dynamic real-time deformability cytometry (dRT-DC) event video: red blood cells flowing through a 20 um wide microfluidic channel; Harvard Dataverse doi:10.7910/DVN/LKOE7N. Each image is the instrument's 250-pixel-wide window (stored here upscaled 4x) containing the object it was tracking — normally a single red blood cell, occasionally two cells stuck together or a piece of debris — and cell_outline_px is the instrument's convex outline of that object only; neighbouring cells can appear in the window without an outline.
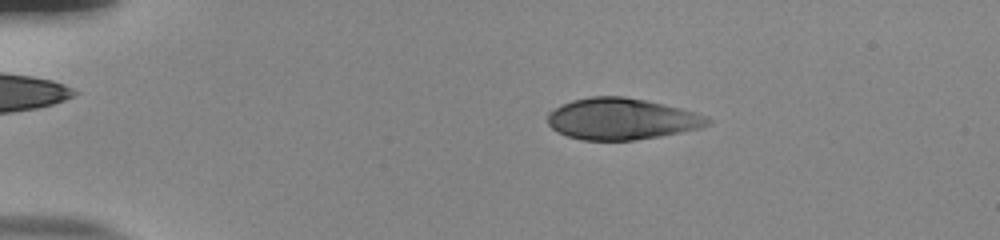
{"species": "human", "species_latin": "Homo sapiens", "temperature_condition": "room temperature", "stored_images_in_passage": 47, "camera_frame_rate_fps": 3000, "um_per_image_px": 0.085, "donor": {"sex": "male"}, "frame": {"image": 1, "passage_image": 4, "time_ms": 1.0, "image_size_px": [1000, 240], "cell_outline_px": [[712, 120], [708, 124], [700, 128], [660, 136], [632, 140], [580, 140], [556, 132], [548, 124], [548, 112], [572, 100], [592, 96], [624, 96], [664, 104], [680, 108], [708, 116]], "centroid_in_image_um": [52.83, 10.11], "position_along_channel_um": 32.2, "area_um2": 38.49}}
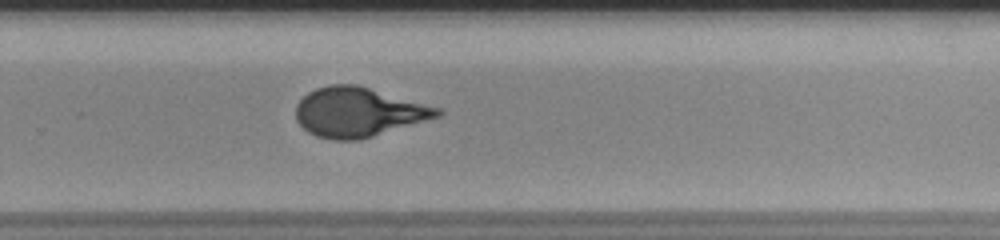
{"frame": {"image": 2, "passage_image": 30, "time_ms": 9.667, "image_size_px": [1000, 240], "cell_outline_px": [[444, 112], [440, 116], [372, 136], [356, 140], [332, 140], [316, 136], [308, 132], [296, 120], [296, 104], [308, 92], [316, 88], [332, 84], [356, 84], [440, 108]], "centroid_in_image_um": [30.43, 9.53], "position_along_channel_um": 299.4, "area_um2": 40.4}}
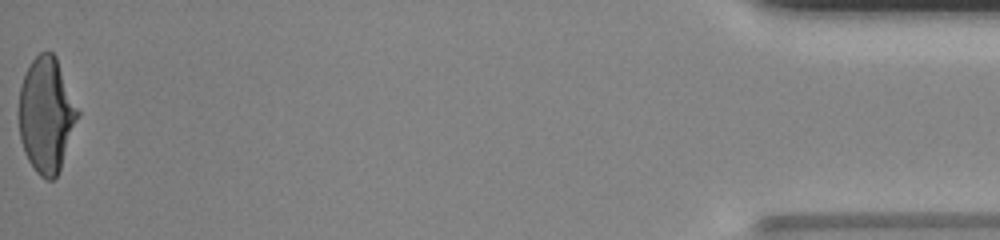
{"frame": {"image": 3, "passage_image": 47, "time_ms": 15.333, "image_size_px": [1000, 240], "cell_outline_px": [[80, 116], [60, 168], [56, 176], [52, 180], [48, 180], [40, 176], [36, 172], [28, 160], [24, 152], [20, 140], [20, 88], [24, 76], [32, 60], [40, 52], [52, 52], [56, 56], [80, 112]], "centroid_in_image_um": [3.96, 9.78], "position_along_channel_um": 431.2, "area_um2": 39.3}, "authors_computed_cell_mechanics": {"area_um2": 40.2866, "velocity_mm_per_s": 3.8648, "shape_relaxation_time_tau1_ms": 6.2665, "shape_relaxation_time_tau2_ms": null, "deformation_change_tau1": 0.2365, "deformation_change_tau2": null}}